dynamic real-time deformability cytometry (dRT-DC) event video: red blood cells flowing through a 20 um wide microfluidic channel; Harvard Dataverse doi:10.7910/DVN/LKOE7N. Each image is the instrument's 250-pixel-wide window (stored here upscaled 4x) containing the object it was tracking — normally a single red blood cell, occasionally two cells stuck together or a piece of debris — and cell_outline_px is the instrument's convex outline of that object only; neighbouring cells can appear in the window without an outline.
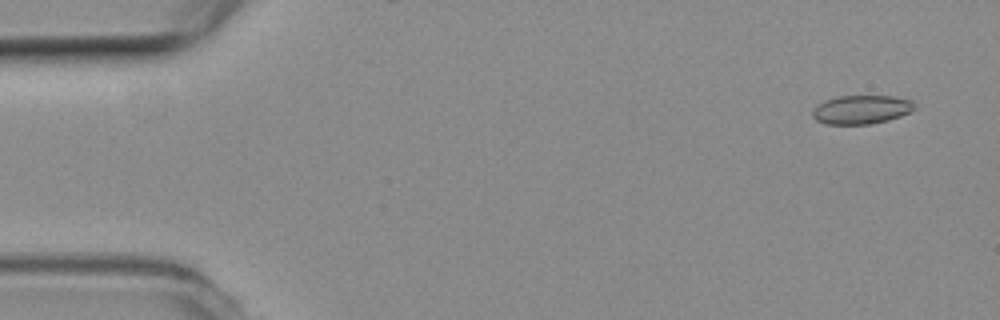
{"species": "common noctule bat (a hibernating species)", "species_latin": "Nyctalus noctula", "temperature_condition": "room temperature", "stored_images_in_passage": 9, "camera_frame_rate_fps": 3000, "um_per_image_px": 0.085, "animal": {"sex": "female", "body_mass_g": 19.3, "forearm_length_mm": 54.1}, "frame": {"image": 1, "passage_image": 1, "time_ms": 0.0, "image_size_px": [1000, 320], "cell_outline_px": [[916, 108], [912, 112], [888, 120], [868, 124], [828, 124], [816, 120], [812, 116], [812, 112], [816, 104], [824, 100], [840, 96], [892, 96], [912, 100], [916, 104]], "centroid_in_image_um": [73.24, 9.31], "position_along_channel_um": 11.8, "area_um2": 17.22}}
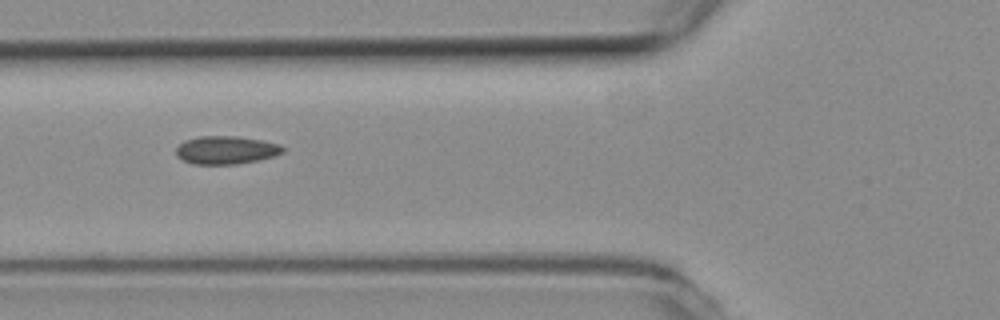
{"frame": {"image": 2, "passage_image": 6, "time_ms": 1.667, "image_size_px": [1000, 320], "cell_outline_px": [[284, 152], [272, 156], [256, 160], [236, 164], [192, 164], [176, 156], [176, 148], [184, 140], [200, 136], [240, 136], [280, 144], [284, 148]], "centroid_in_image_um": [19.19, 12.74], "position_along_channel_um": 106.6, "area_um2": 17.4}}
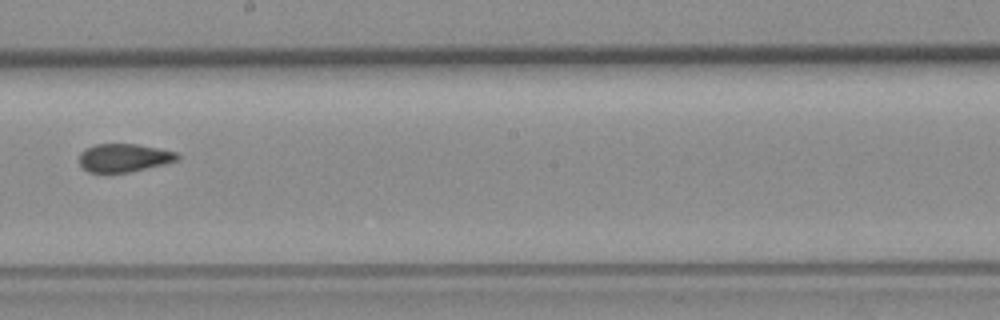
{"frame": {"image": 3, "passage_image": 9, "time_ms": 2.667, "image_size_px": [1000, 320], "cell_outline_px": [[180, 156], [176, 160], [128, 172], [108, 176], [88, 172], [80, 164], [80, 152], [84, 148], [96, 144], [136, 144], [176, 152]], "centroid_in_image_um": [10.43, 13.44], "position_along_channel_um": 237.8, "area_um2": 16.3}}